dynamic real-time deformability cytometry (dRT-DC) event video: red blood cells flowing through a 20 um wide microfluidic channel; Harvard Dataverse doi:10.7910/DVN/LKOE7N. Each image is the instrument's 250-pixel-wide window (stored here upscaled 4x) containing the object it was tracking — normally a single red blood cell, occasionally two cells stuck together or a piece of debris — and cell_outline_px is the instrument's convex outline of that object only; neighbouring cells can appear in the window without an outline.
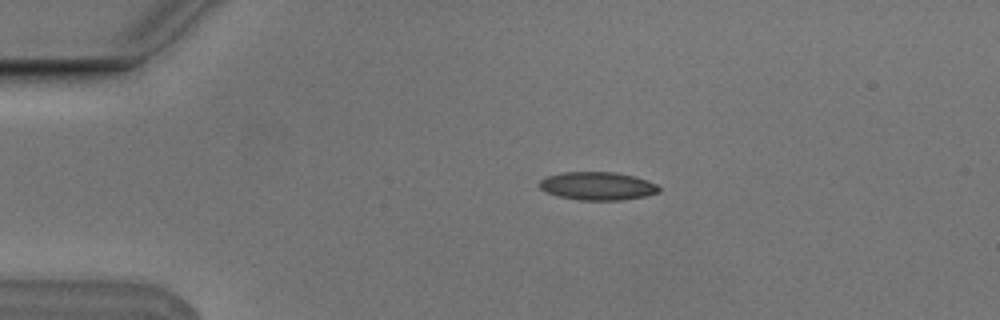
{"species": "Egyptian fruit bat (a non-hibernating species)", "species_latin": "Rousettus aegyptiacus", "temperature_condition": "cold", "stored_images_in_passage": 6, "camera_frame_rate_fps": 3000, "um_per_image_px": 0.085, "animal": {"sex": "male"}, "frame": {"image": 1, "passage_image": 3, "time_ms": 0.667, "image_size_px": [1000, 320], "cell_outline_px": [[660, 192], [644, 196], [620, 200], [580, 200], [560, 196], [548, 192], [540, 188], [536, 184], [544, 176], [560, 172], [612, 172], [632, 176], [656, 184], [660, 188]], "centroid_in_image_um": [50.73, 15.8], "position_along_channel_um": 34.3, "area_um2": 19.48}}
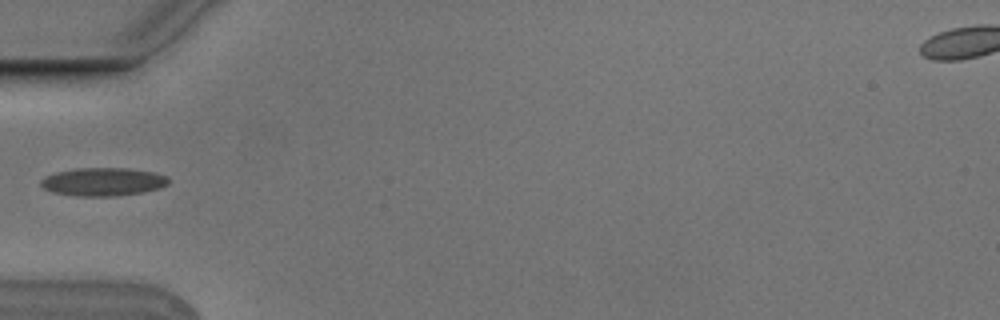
{"frame": {"image": 2, "passage_image": 5, "time_ms": 1.333, "image_size_px": [1000, 320], "cell_outline_px": [[168, 184], [160, 188], [144, 192], [116, 196], [76, 196], [52, 192], [44, 188], [40, 184], [40, 180], [44, 176], [56, 172], [76, 168], [128, 168], [152, 172], [168, 176]], "centroid_in_image_um": [8.75, 15.45], "position_along_channel_um": 76.3, "area_um2": 21.1}}